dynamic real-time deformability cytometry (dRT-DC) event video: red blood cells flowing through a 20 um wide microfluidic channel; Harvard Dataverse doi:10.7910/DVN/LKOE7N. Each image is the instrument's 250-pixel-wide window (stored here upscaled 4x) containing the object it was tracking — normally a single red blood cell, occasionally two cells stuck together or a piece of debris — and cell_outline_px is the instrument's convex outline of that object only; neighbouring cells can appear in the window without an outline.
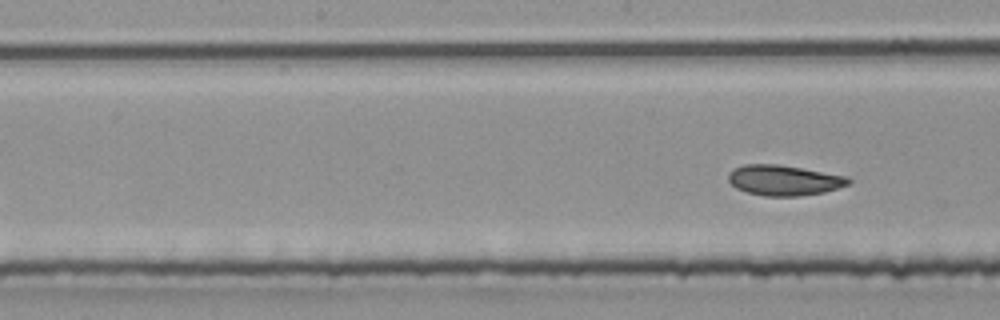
{"species": "common noctule bat (a hibernating species)", "species_latin": "Nyctalus noctula", "temperature_condition": "room temperature", "stored_images_in_passage": 5, "camera_frame_rate_fps": 3000, "um_per_image_px": 0.085, "animal": {"sex": "male", "body_mass_g": 20.4}, "frame": {"image": 1, "passage_image": 5, "time_ms": 1.333, "image_size_px": [1000, 320], "cell_outline_px": [[852, 180], [848, 184], [824, 192], [800, 196], [764, 196], [744, 192], [736, 188], [728, 180], [728, 172], [744, 164], [776, 164], [848, 176]], "centroid_in_image_um": [66.61, 15.33], "position_along_channel_um": 181.6, "area_um2": 21.21}}